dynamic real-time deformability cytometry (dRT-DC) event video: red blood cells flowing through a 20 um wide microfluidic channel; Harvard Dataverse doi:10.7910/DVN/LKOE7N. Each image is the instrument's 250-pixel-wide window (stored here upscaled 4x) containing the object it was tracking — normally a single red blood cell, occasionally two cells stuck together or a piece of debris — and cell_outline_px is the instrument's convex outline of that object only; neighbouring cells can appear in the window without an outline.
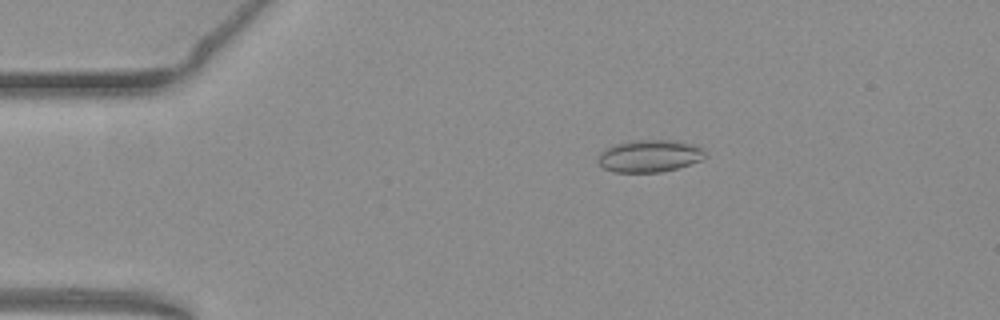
{"species": "common noctule bat (a hibernating species)", "species_latin": "Nyctalus noctula", "temperature_condition": "warm", "stored_images_in_passage": 54, "camera_frame_rate_fps": 3000, "um_per_image_px": 0.085, "animal": {"sex": "female", "body_mass_g": 19.3, "forearm_length_mm": 54.1}, "frame": {"image": 1, "passage_image": 10, "time_ms": 3.0, "image_size_px": [1000, 320], "cell_outline_px": [[704, 156], [700, 160], [676, 168], [660, 172], [612, 172], [604, 168], [596, 160], [596, 156], [604, 148], [612, 144], [636, 140], [676, 140], [696, 144], [704, 148]], "centroid_in_image_um": [55.16, 13.24], "position_along_channel_um": 29.8, "area_um2": 20.35}}
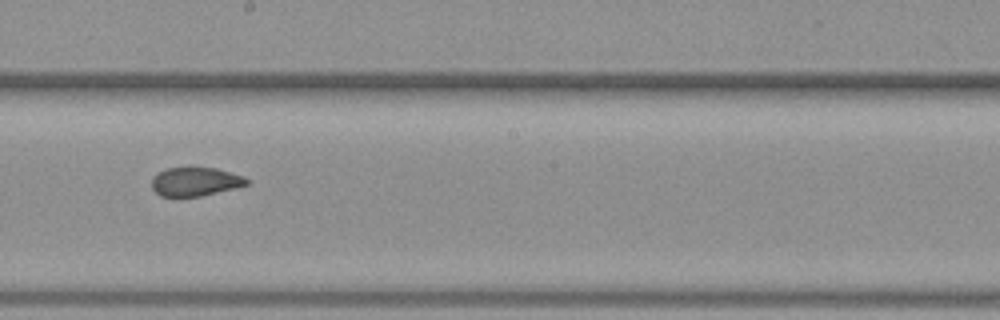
{"frame": {"image": 2, "passage_image": 30, "time_ms": 9.667, "image_size_px": [1000, 320], "cell_outline_px": [[248, 184], [200, 196], [160, 196], [152, 188], [152, 176], [164, 168], [192, 164], [216, 168], [244, 176], [248, 180]], "centroid_in_image_um": [16.54, 15.37], "position_along_channel_um": 231.7, "area_um2": 16.42}}
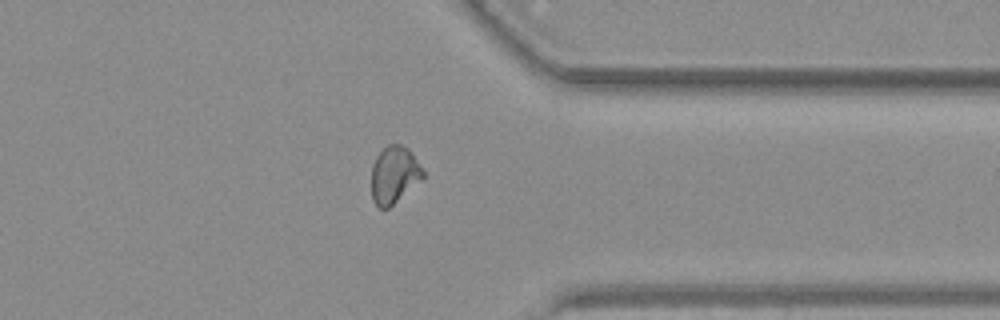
{"frame": {"image": 3, "passage_image": 42, "time_ms": 13.667, "image_size_px": [1000, 320], "cell_outline_px": [[424, 176], [388, 208], [380, 208], [372, 200], [372, 164], [376, 156], [388, 144], [400, 144], [408, 148], [412, 152], [424, 172]], "centroid_in_image_um": [33.49, 14.82], "position_along_channel_um": 377.9, "area_um2": 16.82}, "authors_computed_cell_mechanics": {"area_um2": 17.4556, "velocity_mm_per_s": 3.8369, "shape_relaxation_time_tau1_ms": null, "shape_relaxation_time_tau2_ms": 0.9134, "deformation_change_tau1": null, "deformation_change_tau2": 0.0595}}